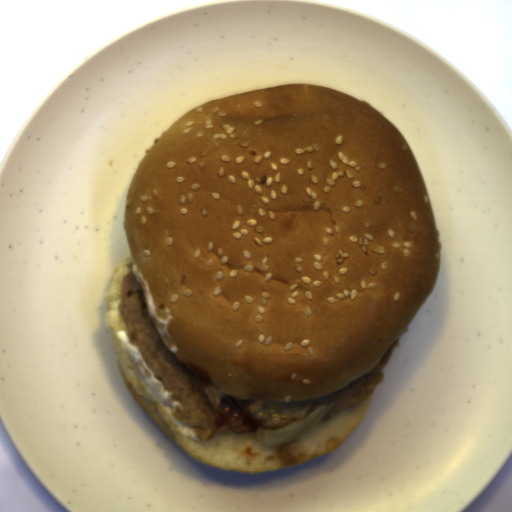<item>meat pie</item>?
Returning <instances> with one entry per match:
<instances>
[{
  "label": "meat pie",
  "instance_id": "1",
  "mask_svg": "<svg viewBox=\"0 0 512 512\" xmlns=\"http://www.w3.org/2000/svg\"><path fill=\"white\" fill-rule=\"evenodd\" d=\"M119 312L125 323L128 342L141 354L144 362L172 400L180 403L171 413L177 422L193 427L199 441H209L218 432L233 434L257 432L254 414L268 400L239 399L214 386L201 385L198 377L169 350L149 314L144 291L133 271L121 278Z\"/></svg>",
  "mask_w": 512,
  "mask_h": 512
},
{
  "label": "meat pie",
  "instance_id": "2",
  "mask_svg": "<svg viewBox=\"0 0 512 512\" xmlns=\"http://www.w3.org/2000/svg\"><path fill=\"white\" fill-rule=\"evenodd\" d=\"M398 341L399 339L393 344V346L387 351V353L381 358V360L376 364V366L371 370L369 374L357 378L336 392L316 399L315 410L323 405L336 401L333 408L322 420L351 410L352 408L362 403L373 393L376 386L383 382L385 378L383 370L389 361Z\"/></svg>",
  "mask_w": 512,
  "mask_h": 512
}]
</instances>
